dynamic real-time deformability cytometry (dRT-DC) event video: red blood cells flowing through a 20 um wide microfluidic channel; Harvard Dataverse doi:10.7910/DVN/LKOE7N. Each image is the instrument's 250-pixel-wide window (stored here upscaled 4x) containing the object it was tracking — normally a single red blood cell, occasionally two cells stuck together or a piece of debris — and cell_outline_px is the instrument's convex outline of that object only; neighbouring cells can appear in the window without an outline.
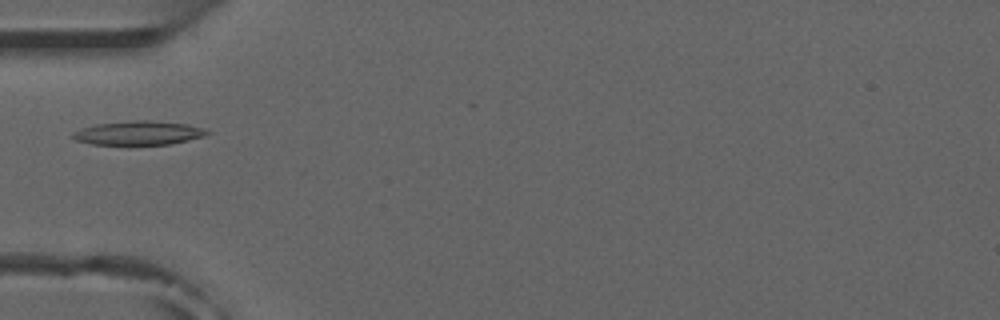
{"species": "common noctule bat (a hibernating species)", "species_latin": "Nyctalus noctula", "temperature_condition": "room temperature", "stored_images_in_passage": 7, "camera_frame_rate_fps": 3000, "um_per_image_px": 0.085, "animal": {"sex": "male", "forearm_length_mm": 52.5}, "frame": {"image": 1, "passage_image": 6, "time_ms": 5.667, "image_size_px": [1000, 320], "cell_outline_px": [[212, 132], [204, 136], [188, 140], [168, 144], [92, 144], [76, 140], [72, 136], [72, 132], [80, 128], [96, 124], [132, 120], [148, 120], [188, 124], [204, 128]], "centroid_in_image_um": [11.78, 11.29], "position_along_channel_um": 73.2, "area_um2": 18.67}}
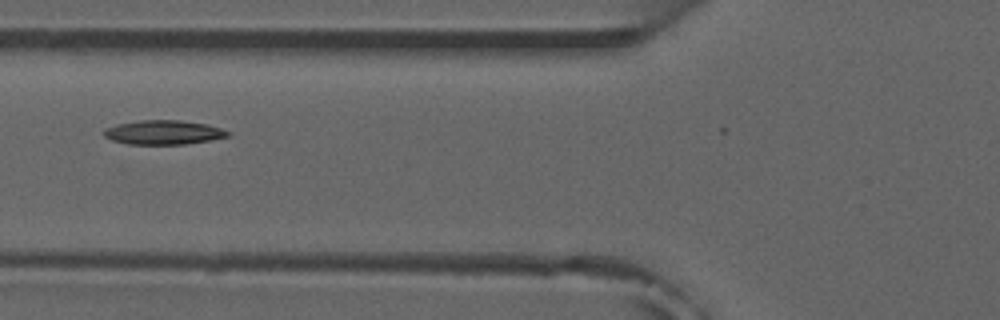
{"frame": {"image": 2, "passage_image": 7, "time_ms": 6.667, "image_size_px": [1000, 320], "cell_outline_px": [[232, 132], [228, 136], [208, 140], [184, 144], [128, 144], [112, 140], [104, 136], [104, 128], [116, 124], [140, 120], [180, 120], [208, 124]], "centroid_in_image_um": [13.88, 11.24], "position_along_channel_um": 111.9, "area_um2": 17.46}}